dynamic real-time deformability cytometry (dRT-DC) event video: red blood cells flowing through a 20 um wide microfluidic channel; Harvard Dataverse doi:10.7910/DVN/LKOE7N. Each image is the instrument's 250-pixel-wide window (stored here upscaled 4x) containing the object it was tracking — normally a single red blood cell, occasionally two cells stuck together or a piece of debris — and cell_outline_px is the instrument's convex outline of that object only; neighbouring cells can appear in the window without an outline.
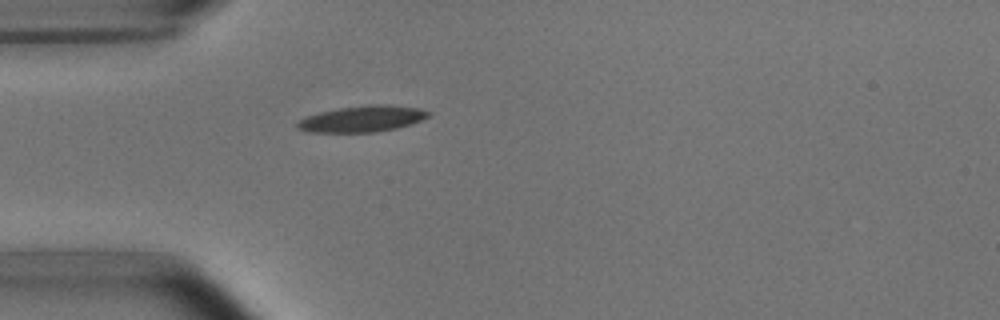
{"species": "common noctule bat (a hibernating species)", "species_latin": "Nyctalus noctula", "temperature_condition": "room temperature", "stored_images_in_passage": 1, "camera_frame_rate_fps": 3000, "um_per_image_px": 0.085, "animal": {"sex": "male", "body_mass_g": 15.6}, "frame": {"image": 1, "passage_image": 1, "time_ms": 0.0, "image_size_px": [1000, 320], "cell_outline_px": [[432, 116], [412, 124], [396, 128], [376, 132], [308, 132], [296, 128], [296, 124], [304, 116], [320, 112], [340, 108], [376, 104], [392, 104], [420, 108], [428, 112]], "centroid_in_image_um": [30.82, 10.1], "position_along_channel_um": 54.2, "area_um2": 20.11}}